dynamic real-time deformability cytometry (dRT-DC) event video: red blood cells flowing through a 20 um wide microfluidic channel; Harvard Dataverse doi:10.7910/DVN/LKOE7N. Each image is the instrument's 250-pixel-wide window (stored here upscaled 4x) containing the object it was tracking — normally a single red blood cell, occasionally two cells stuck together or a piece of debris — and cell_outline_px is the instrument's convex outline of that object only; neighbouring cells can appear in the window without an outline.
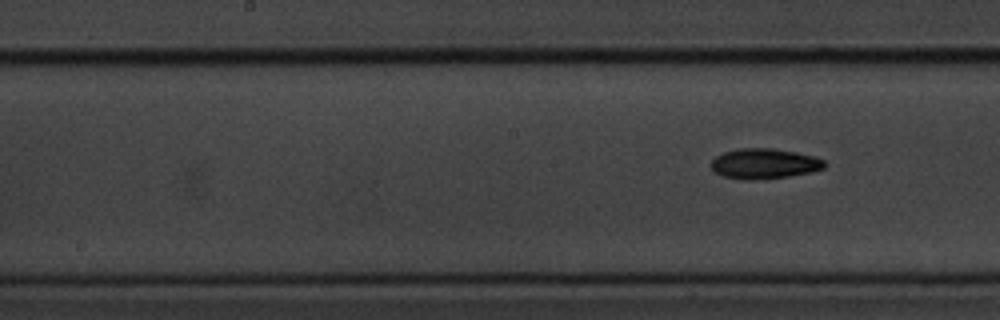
{"species": "common noctule bat (a hibernating species)", "species_latin": "Nyctalus noctula", "temperature_condition": "cold", "stored_images_in_passage": 6, "segment_of_instrument_passage": [2, 2], "camera_frame_rate_fps": 3000, "um_per_image_px": 0.085, "animal": {"sex": "male", "body_mass_g": 20.1, "forearm_length_mm": 53.5}, "frame": {"image": 1, "passage_image": 6, "time_ms": 1.667, "image_size_px": [1000, 320], "cell_outline_px": [[824, 168], [808, 172], [788, 176], [752, 180], [724, 176], [716, 172], [708, 164], [716, 156], [724, 152], [740, 148], [772, 148], [796, 152], [812, 156], [824, 160]], "centroid_in_image_um": [64.92, 13.89], "position_along_channel_um": 183.3, "area_um2": 19.65}}